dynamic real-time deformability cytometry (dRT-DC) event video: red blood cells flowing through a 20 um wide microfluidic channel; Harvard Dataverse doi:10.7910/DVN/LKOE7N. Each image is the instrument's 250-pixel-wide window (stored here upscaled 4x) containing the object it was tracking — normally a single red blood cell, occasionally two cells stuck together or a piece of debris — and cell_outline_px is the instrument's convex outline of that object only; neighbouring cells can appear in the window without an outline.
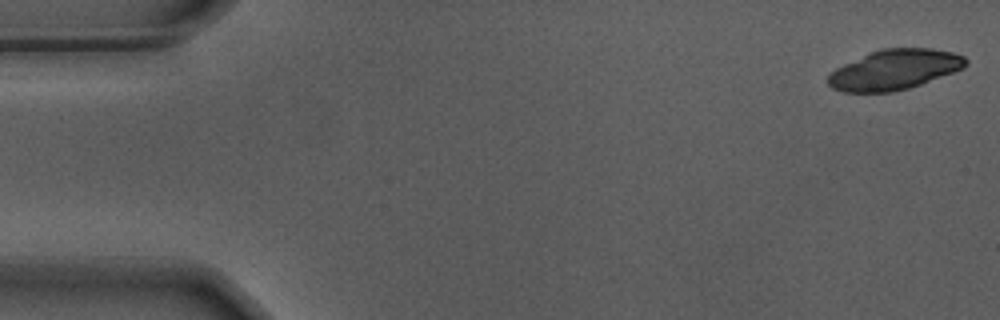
{"species": "Egyptian fruit bat (a non-hibernating species)", "species_latin": "Rousettus aegyptiacus", "temperature_condition": "warm", "stored_images_in_passage": 7, "camera_frame_rate_fps": 3000, "um_per_image_px": 0.085, "animal": {"sex": "male"}, "frame": {"image": 1, "passage_image": 1, "time_ms": 0.0, "image_size_px": [1000, 320], "cell_outline_px": [[968, 64], [964, 68], [920, 84], [908, 88], [892, 92], [844, 92], [832, 88], [828, 84], [828, 76], [836, 68], [844, 64], [872, 52], [884, 48], [932, 48], [952, 52], [964, 56], [968, 60]], "centroid_in_image_um": [76.06, 5.92], "position_along_channel_um": 8.9, "area_um2": 31.85}}